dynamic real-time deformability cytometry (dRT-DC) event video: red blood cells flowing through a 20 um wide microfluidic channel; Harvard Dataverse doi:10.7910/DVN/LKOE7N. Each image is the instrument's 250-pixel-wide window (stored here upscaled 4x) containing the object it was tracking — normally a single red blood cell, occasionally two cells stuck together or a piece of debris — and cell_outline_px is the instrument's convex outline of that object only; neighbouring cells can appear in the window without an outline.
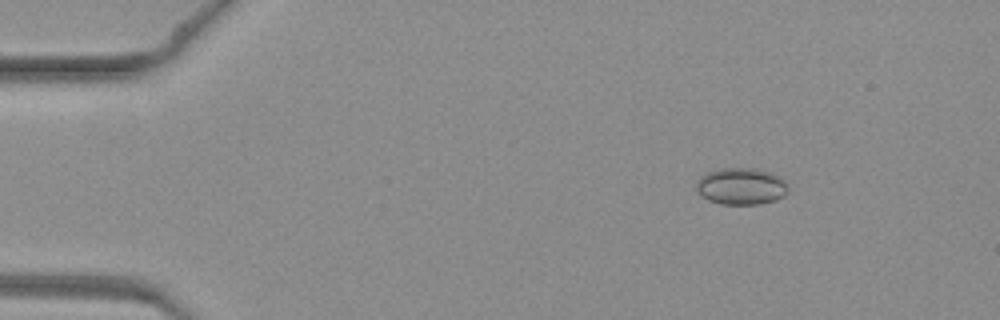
{"species": "common noctule bat (a hibernating species)", "species_latin": "Nyctalus noctula", "temperature_condition": "warm", "stored_images_in_passage": 41, "camera_frame_rate_fps": 3000, "um_per_image_px": 0.085, "animal": {"sex": "female", "body_mass_g": 19.3, "forearm_length_mm": 54.1}, "frame": {"image": 1, "passage_image": 2, "time_ms": 0.333, "image_size_px": [1000, 320], "cell_outline_px": [[788, 192], [784, 196], [776, 200], [760, 204], [720, 204], [708, 200], [700, 196], [696, 188], [696, 180], [700, 176], [708, 172], [720, 168], [752, 168], [772, 172], [780, 176], [788, 184]], "centroid_in_image_um": [63.0, 15.83], "position_along_channel_um": 22.0, "area_um2": 20.06}}
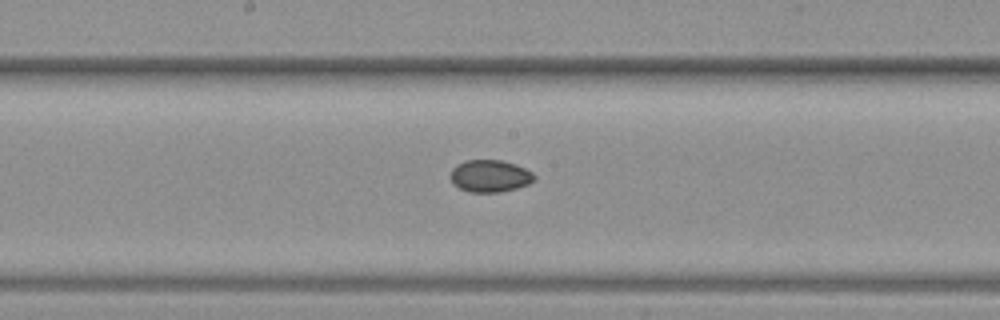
{"frame": {"image": 2, "passage_image": 20, "time_ms": 6.333, "image_size_px": [1000, 320], "cell_outline_px": [[536, 180], [528, 184], [516, 188], [500, 192], [468, 192], [452, 184], [448, 176], [452, 168], [456, 164], [464, 160], [500, 160], [516, 164], [532, 172], [536, 176]], "centroid_in_image_um": [41.61, 14.96], "position_along_channel_um": 206.6, "area_um2": 16.01}}
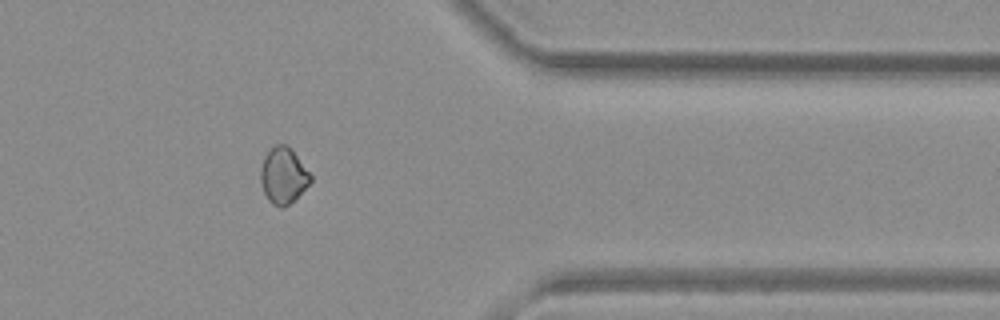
{"frame": {"image": 3, "passage_image": 33, "time_ms": 10.667, "image_size_px": [1000, 320], "cell_outline_px": [[312, 180], [284, 208], [280, 208], [272, 204], [268, 200], [264, 192], [260, 180], [260, 168], [264, 156], [276, 144], [288, 144], [292, 148], [312, 176]], "centroid_in_image_um": [24.06, 14.9], "position_along_channel_um": 387.3, "area_um2": 16.24}}